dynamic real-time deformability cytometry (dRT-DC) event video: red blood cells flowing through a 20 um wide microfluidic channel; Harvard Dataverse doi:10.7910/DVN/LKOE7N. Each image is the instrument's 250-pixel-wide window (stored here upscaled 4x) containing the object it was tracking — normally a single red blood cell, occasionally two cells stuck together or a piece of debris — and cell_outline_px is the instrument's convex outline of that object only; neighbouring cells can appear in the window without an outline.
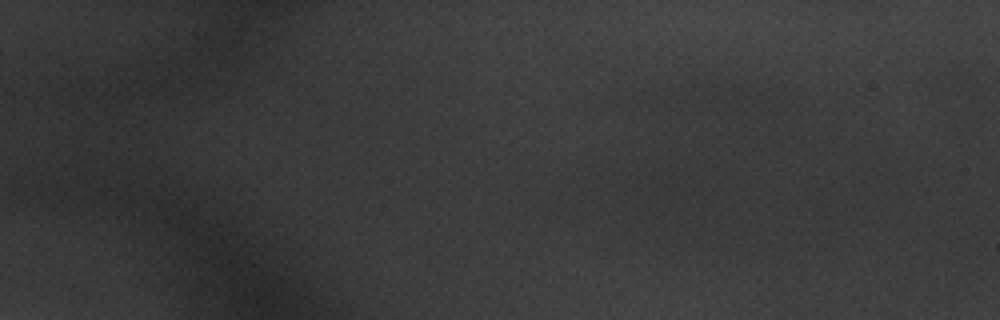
{"species": "common noctule bat (a hibernating species)", "species_latin": "Nyctalus noctula", "temperature_condition": "warm", "stored_images_in_passage": 9, "camera_frame_rate_fps": 3000, "um_per_image_px": 0.085, "animal": {"sex": "male", "body_mass_g": 20.1, "forearm_length_mm": 53.5}, "frame": {"image": 1, "passage_image": 1, "time_ms": 0.0, "image_size_px": [1000, 320], "cell_outline_px": [[708, 168], [696, 192], [656, 216], [624, 204], [616, 192], [636, 172], [652, 160], [704, 164]], "centroid_in_image_um": [56.24, 15.77], "position_along_channel_um": 28.8, "area_um2": 23.41}}